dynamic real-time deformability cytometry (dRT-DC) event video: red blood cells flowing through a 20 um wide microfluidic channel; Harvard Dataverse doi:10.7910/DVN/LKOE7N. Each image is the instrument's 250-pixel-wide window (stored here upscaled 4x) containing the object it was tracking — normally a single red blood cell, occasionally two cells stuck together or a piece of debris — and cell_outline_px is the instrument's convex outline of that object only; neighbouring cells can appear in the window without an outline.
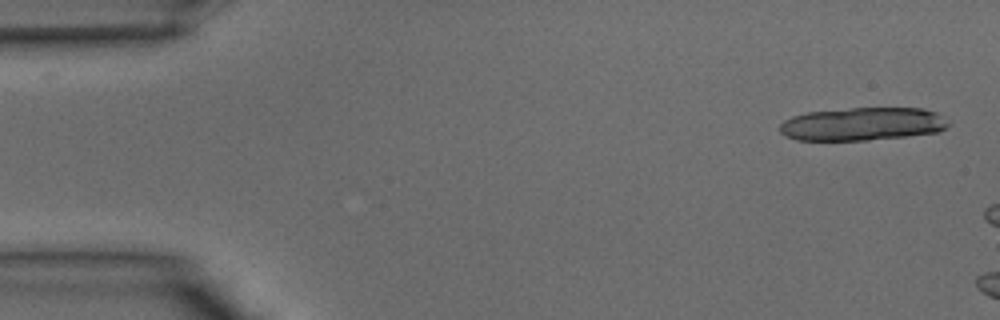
{"species": "common noctule bat (a hibernating species)", "species_latin": "Nyctalus noctula", "temperature_condition": "warm", "stored_images_in_passage": 5, "camera_frame_rate_fps": 3000, "um_per_image_px": 0.085, "animal": {"sex": "male", "body_mass_g": 15.6}, "frame": {"image": 1, "passage_image": 1, "time_ms": 0.0, "image_size_px": [1000, 320], "cell_outline_px": [[952, 124], [940, 132], [908, 136], [868, 140], [796, 140], [784, 136], [780, 132], [780, 124], [784, 120], [792, 116], [808, 112], [852, 108], [924, 108], [936, 112]], "centroid_in_image_um": [73.34, 10.54], "position_along_channel_um": 11.7, "area_um2": 32.77}}